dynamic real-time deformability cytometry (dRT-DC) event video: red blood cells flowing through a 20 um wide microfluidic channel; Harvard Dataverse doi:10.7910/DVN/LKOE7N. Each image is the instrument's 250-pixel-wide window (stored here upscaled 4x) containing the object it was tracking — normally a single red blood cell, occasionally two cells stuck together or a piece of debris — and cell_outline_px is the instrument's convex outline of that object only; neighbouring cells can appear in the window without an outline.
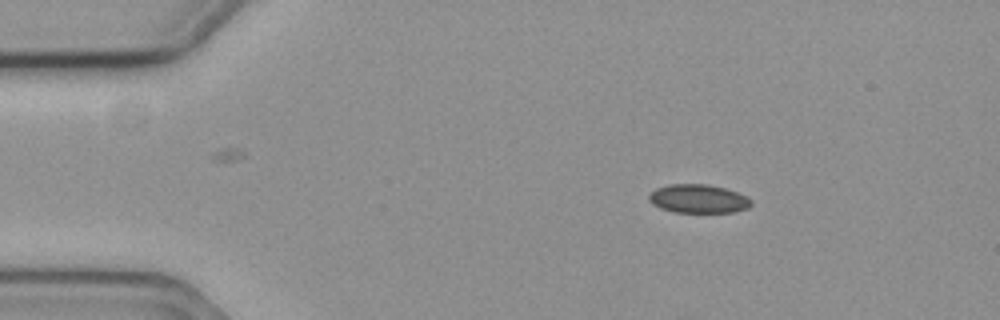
{"species": "common noctule bat (a hibernating species)", "species_latin": "Nyctalus noctula", "temperature_condition": "cold", "stored_images_in_passage": 49, "camera_frame_rate_fps": 3000, "um_per_image_px": 0.085, "animal": {"sex": "female", "body_mass_g": 19.3, "forearm_length_mm": 54.1}, "frame": {"image": 1, "passage_image": 1, "time_ms": 0.0, "image_size_px": [1000, 320], "cell_outline_px": [[752, 204], [748, 208], [732, 212], [672, 212], [660, 208], [652, 204], [648, 200], [648, 196], [656, 188], [668, 184], [708, 184], [724, 188], [748, 196], [752, 200]], "centroid_in_image_um": [59.35, 16.89], "position_along_channel_um": 25.6, "area_um2": 17.17}}
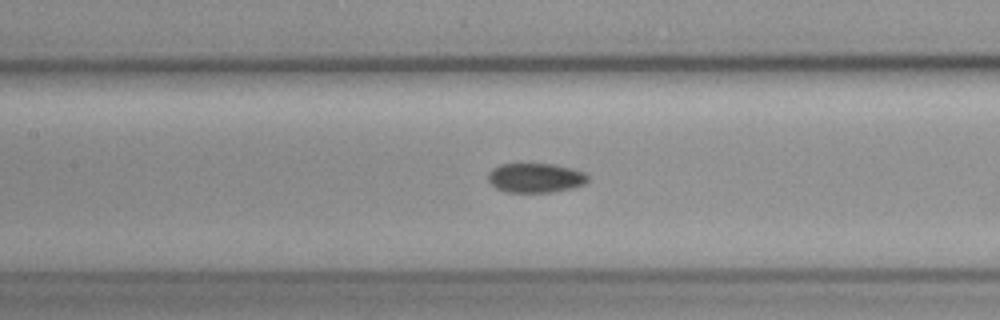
{"frame": {"image": 2, "passage_image": 18, "time_ms": 5.667, "image_size_px": [1000, 320], "cell_outline_px": [[588, 180], [584, 184], [572, 188], [552, 192], [508, 192], [496, 188], [488, 180], [488, 172], [492, 168], [500, 164], [552, 164], [584, 172], [588, 176]], "centroid_in_image_um": [45.49, 15.12], "position_along_channel_um": 161.9, "area_um2": 16.99}}
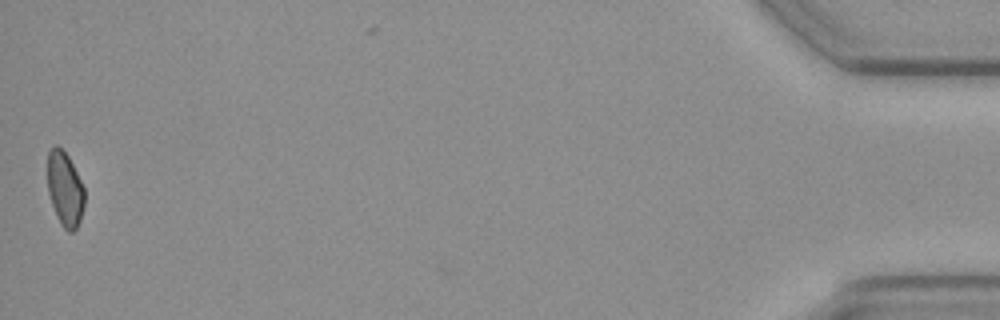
{"frame": {"image": 3, "passage_image": 49, "time_ms": 16.0, "image_size_px": [1000, 320], "cell_outline_px": [[84, 204], [80, 220], [76, 228], [72, 232], [68, 232], [60, 224], [52, 204], [48, 192], [48, 152], [56, 144], [68, 156], [84, 188]], "centroid_in_image_um": [5.51, 16.09], "position_along_channel_um": 429.7, "area_um2": 15.78}}